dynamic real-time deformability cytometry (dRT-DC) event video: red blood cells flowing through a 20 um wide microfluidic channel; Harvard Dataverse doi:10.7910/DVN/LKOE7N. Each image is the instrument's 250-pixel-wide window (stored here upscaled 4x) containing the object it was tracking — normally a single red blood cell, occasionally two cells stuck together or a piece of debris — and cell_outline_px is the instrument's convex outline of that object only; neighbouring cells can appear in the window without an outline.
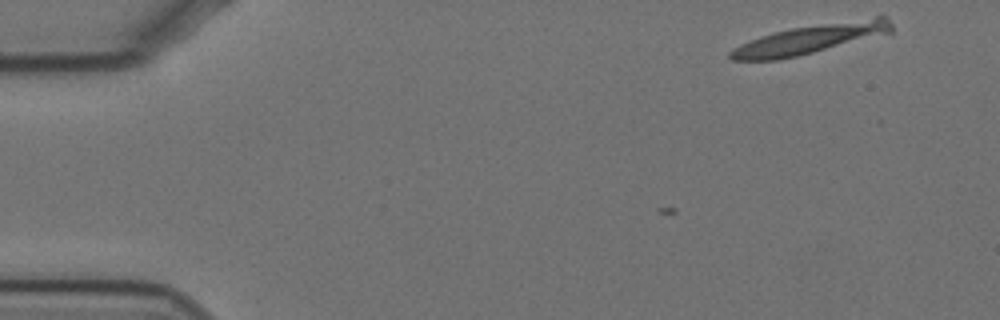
{"species": "Egyptian fruit bat (a non-hibernating species)", "species_latin": "Rousettus aegyptiacus", "temperature_condition": "cold", "stored_images_in_passage": 4, "camera_frame_rate_fps": 3000, "um_per_image_px": 0.085, "animal": {"sex": "female"}, "frame": {"image": 1, "passage_image": 1, "time_ms": 0.0, "image_size_px": [1000, 320], "cell_outline_px": [[892, 32], [796, 56], [776, 60], [732, 60], [728, 56], [728, 52], [740, 44], [760, 36], [772, 32], [792, 28], [876, 16], [888, 16], [892, 24]], "centroid_in_image_um": [68.86, 3.3], "position_along_channel_um": 16.1, "area_um2": 27.11}}